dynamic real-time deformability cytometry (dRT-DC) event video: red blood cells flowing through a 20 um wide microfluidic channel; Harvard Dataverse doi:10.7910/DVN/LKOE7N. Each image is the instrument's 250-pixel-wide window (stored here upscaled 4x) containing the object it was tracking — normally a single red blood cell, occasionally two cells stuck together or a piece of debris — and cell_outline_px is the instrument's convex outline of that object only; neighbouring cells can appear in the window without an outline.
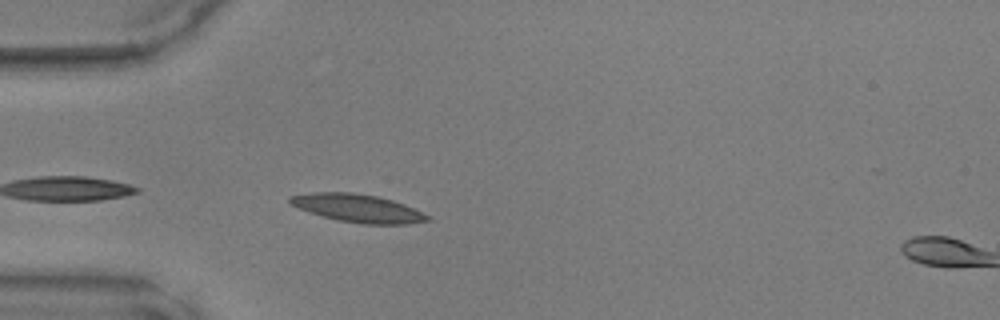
{"species": "common noctule bat (a hibernating species)", "species_latin": "Nyctalus noctula", "temperature_condition": "warm", "stored_images_in_passage": 3, "camera_frame_rate_fps": 3000, "um_per_image_px": 0.085, "animal": {"sex": "male", "body_mass_g": 17.9, "forearm_length_mm": 54.2}, "frame": {"image": 1, "passage_image": 2, "time_ms": 0.333, "image_size_px": [1000, 320], "cell_outline_px": [[432, 220], [408, 224], [364, 224], [336, 220], [300, 208], [292, 204], [288, 200], [292, 196], [312, 192], [352, 192], [376, 196], [392, 200], [404, 204], [432, 216]], "centroid_in_image_um": [30.5, 17.7], "position_along_channel_um": 54.5, "area_um2": 22.25}}